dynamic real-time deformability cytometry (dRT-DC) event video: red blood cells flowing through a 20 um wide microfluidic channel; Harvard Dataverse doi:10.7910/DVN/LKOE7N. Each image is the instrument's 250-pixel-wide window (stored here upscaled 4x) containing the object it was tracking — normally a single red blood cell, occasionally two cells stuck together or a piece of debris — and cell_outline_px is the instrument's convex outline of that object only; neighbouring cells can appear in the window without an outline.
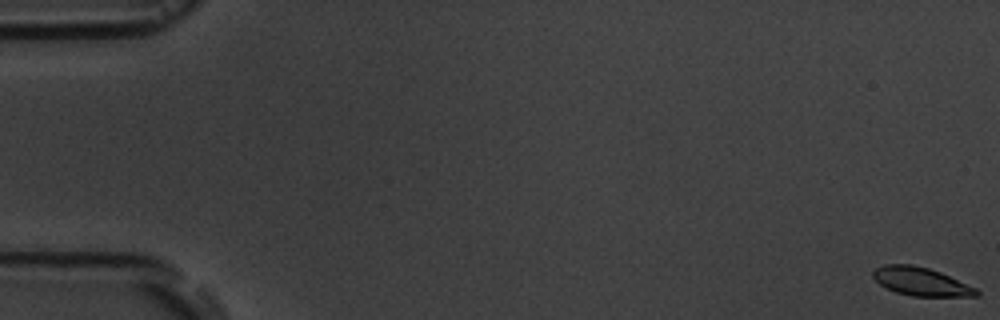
{"species": "common noctule bat (a hibernating species)", "species_latin": "Nyctalus noctula", "temperature_condition": "room temperature", "stored_images_in_passage": 6, "segment_of_instrument_passage": [1, 2], "camera_frame_rate_fps": 3000, "um_per_image_px": 0.085, "animal": {"sex": "male", "body_mass_g": 19.5, "forearm_length_mm": 54.6}, "frame": {"image": 1, "passage_image": 1, "time_ms": 0.0, "image_size_px": [1000, 320], "cell_outline_px": [[980, 296], [912, 296], [896, 292], [880, 284], [872, 276], [872, 272], [876, 268], [884, 264], [912, 264], [928, 268], [940, 272], [976, 288], [980, 292]], "centroid_in_image_um": [78.28, 23.93], "position_along_channel_um": 6.7, "area_um2": 16.94}}